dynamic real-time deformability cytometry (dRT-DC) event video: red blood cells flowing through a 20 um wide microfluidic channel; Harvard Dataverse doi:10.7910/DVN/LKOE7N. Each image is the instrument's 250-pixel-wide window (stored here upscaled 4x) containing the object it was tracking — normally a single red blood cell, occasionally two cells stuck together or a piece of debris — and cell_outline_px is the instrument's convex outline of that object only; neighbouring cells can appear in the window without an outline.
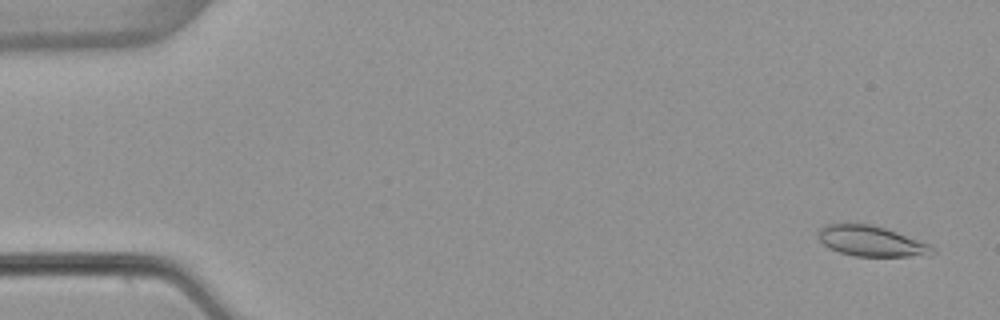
{"species": "common noctule bat (a hibernating species)", "species_latin": "Nyctalus noctula", "temperature_condition": "warm", "stored_images_in_passage": 54, "camera_frame_rate_fps": 3000, "um_per_image_px": 0.085, "animal": {"sex": "female", "body_mass_g": 22.7, "forearm_length_mm": 54.2}, "frame": {"image": 1, "passage_image": 3, "time_ms": 0.667, "image_size_px": [1000, 320], "cell_outline_px": [[936, 252], [928, 256], [856, 256], [840, 252], [828, 248], [816, 236], [816, 232], [824, 224], [872, 224], [932, 244]], "centroid_in_image_um": [74.07, 20.5], "position_along_channel_um": 10.9, "area_um2": 20.4}}
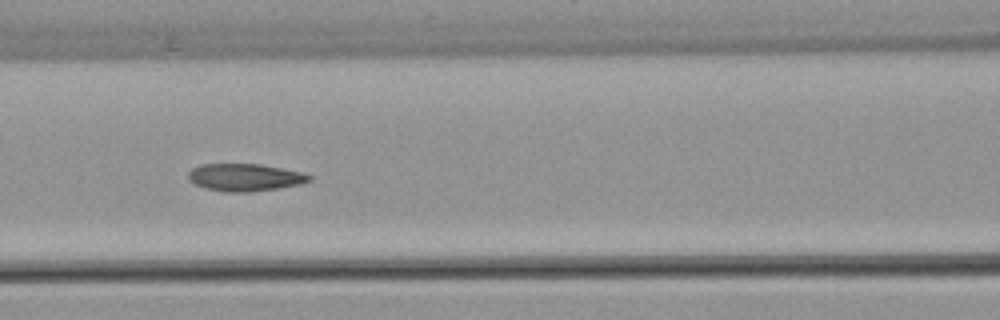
{"frame": {"image": 2, "passage_image": 24, "time_ms": 7.667, "image_size_px": [1000, 320], "cell_outline_px": [[312, 180], [300, 184], [280, 188], [248, 192], [224, 192], [204, 188], [188, 180], [188, 172], [192, 168], [200, 164], [260, 164], [304, 172], [312, 176]], "centroid_in_image_um": [20.82, 15.07], "position_along_channel_um": 145.8, "area_um2": 19.54}}
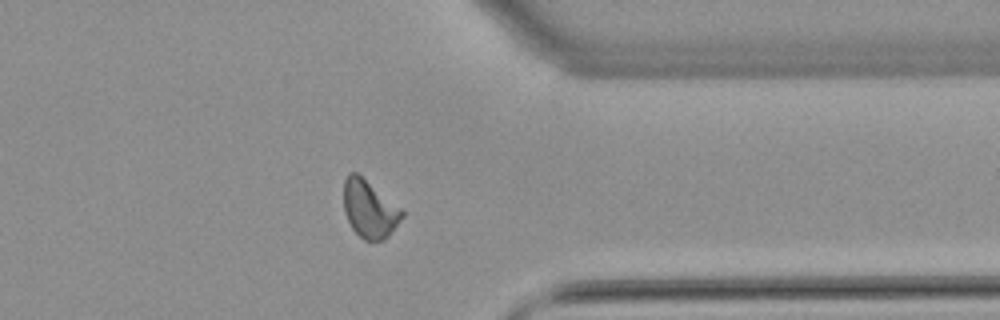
{"frame": {"image": 3, "passage_image": 43, "time_ms": 14.0, "image_size_px": [1000, 320], "cell_outline_px": [[404, 216], [388, 236], [384, 240], [364, 240], [352, 228], [344, 212], [344, 180], [348, 172], [356, 172], [400, 208], [404, 212]], "centroid_in_image_um": [31.38, 17.77], "position_along_channel_um": 380.0, "area_um2": 19.19}, "authors_computed_cell_mechanics": {"area_um2": 19.7965, "velocity_mm_per_s": 3.8284, "shape_relaxation_time_tau1_ms": null, "shape_relaxation_time_tau2_ms": 2.1842, "deformation_change_tau1": null, "deformation_change_tau2": 0.0765}}